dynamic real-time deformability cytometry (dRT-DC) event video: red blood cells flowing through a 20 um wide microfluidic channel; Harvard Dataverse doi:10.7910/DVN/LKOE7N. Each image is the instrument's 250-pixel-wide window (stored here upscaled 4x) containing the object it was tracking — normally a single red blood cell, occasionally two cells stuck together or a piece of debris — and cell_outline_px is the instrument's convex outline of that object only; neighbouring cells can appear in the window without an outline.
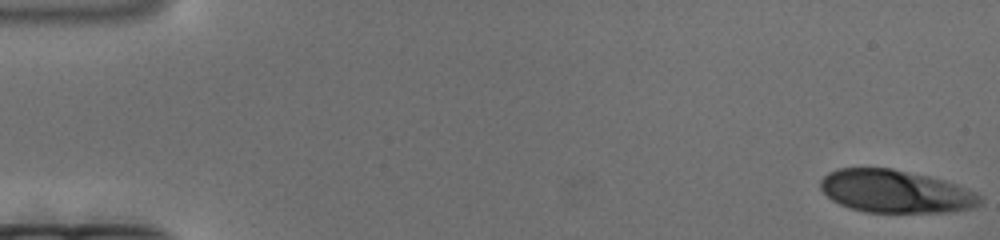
{"species": "human", "species_latin": "Homo sapiens", "temperature_condition": "cold", "stored_images_in_passage": 175, "camera_frame_rate_fps": 3000, "um_per_image_px": 0.085, "donor": {"sex": "female"}, "frame": {"image": 1, "passage_image": 1, "time_ms": 0.0, "image_size_px": [1000, 240], "cell_outline_px": [[980, 204], [968, 208], [944, 212], [864, 212], [848, 208], [832, 200], [820, 188], [820, 180], [828, 172], [840, 168], [892, 168], [928, 176], [944, 180], [956, 184], [976, 192], [980, 196]], "centroid_in_image_um": [76.07, 16.26], "position_along_channel_um": 8.9, "area_um2": 39.59}}
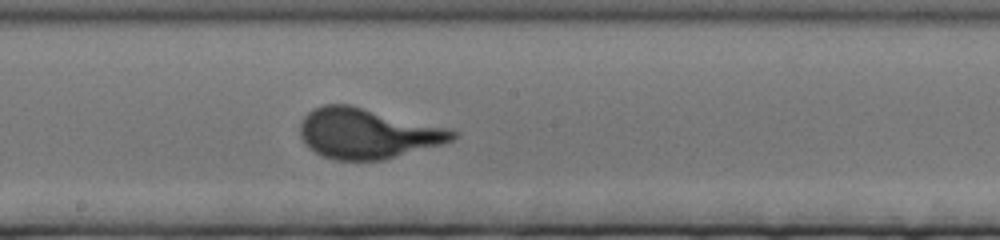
{"frame": {"image": 2, "passage_image": 95, "time_ms": 31.333, "image_size_px": [1000, 240], "cell_outline_px": [[460, 136], [444, 144], [384, 160], [332, 160], [308, 148], [300, 136], [300, 120], [312, 108], [324, 104], [352, 104], [452, 128], [460, 132]], "centroid_in_image_um": [31.28, 11.32], "position_along_channel_um": 216.9, "area_um2": 45.66}}
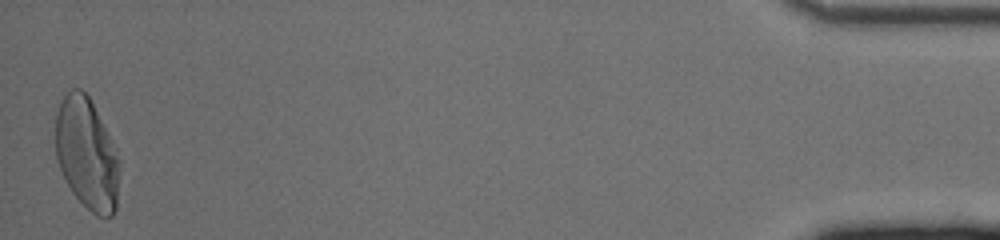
{"frame": {"image": 3, "passage_image": 173, "time_ms": 57.333, "image_size_px": [1000, 240], "cell_outline_px": [[120, 164], [116, 208], [112, 216], [96, 216], [72, 192], [56, 160], [56, 112], [64, 96], [72, 88], [80, 88], [88, 96], [116, 148], [120, 160]], "centroid_in_image_um": [7.39, 13.08], "position_along_channel_um": 427.8, "area_um2": 41.33}}